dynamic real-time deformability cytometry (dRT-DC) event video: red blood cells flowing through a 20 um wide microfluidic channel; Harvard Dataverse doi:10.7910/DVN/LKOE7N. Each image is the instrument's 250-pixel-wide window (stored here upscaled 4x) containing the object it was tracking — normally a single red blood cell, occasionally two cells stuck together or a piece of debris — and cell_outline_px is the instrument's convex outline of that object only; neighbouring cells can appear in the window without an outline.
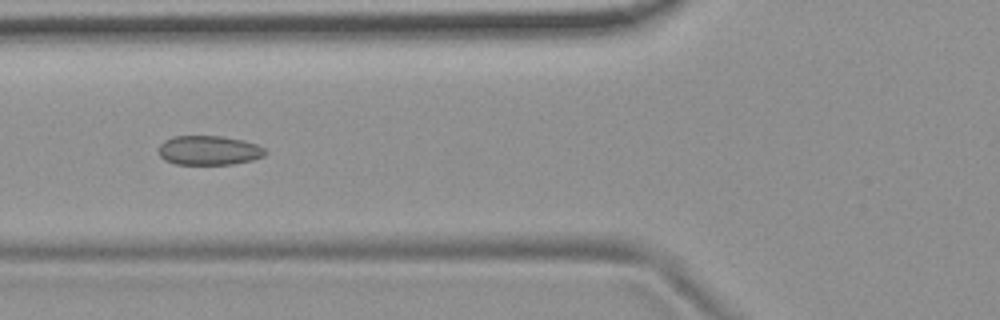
{"species": "common noctule bat (a hibernating species)", "species_latin": "Nyctalus noctula", "temperature_condition": "room temperature", "stored_images_in_passage": 8, "camera_frame_rate_fps": 3000, "um_per_image_px": 0.085, "animal": {"sex": "female", "body_mass_g": 19.9}, "frame": {"image": 1, "passage_image": 6, "time_ms": 1.667, "image_size_px": [1000, 320], "cell_outline_px": [[268, 152], [264, 156], [252, 160], [232, 164], [176, 164], [164, 160], [160, 156], [160, 144], [164, 140], [172, 136], [220, 136], [244, 140], [256, 144], [264, 148]], "centroid_in_image_um": [17.77, 12.78], "position_along_channel_um": 108.0, "area_um2": 18.26}}
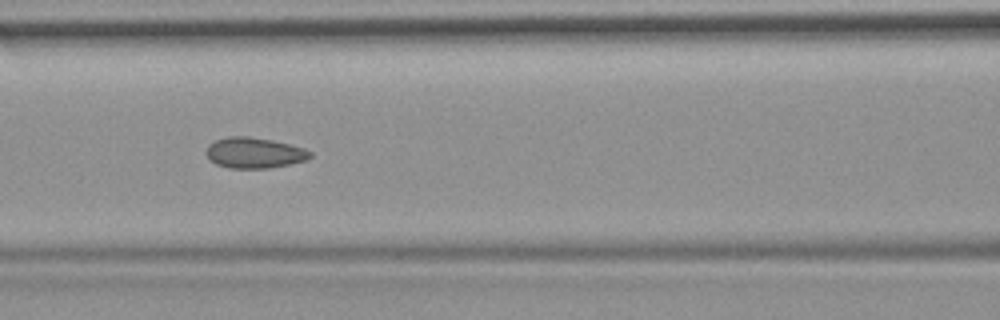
{"frame": {"image": 2, "passage_image": 7, "time_ms": 2.0, "image_size_px": [1000, 320], "cell_outline_px": [[312, 156], [308, 160], [292, 164], [268, 168], [228, 168], [216, 164], [204, 152], [208, 144], [216, 140], [228, 136], [248, 136], [272, 140], [304, 148], [312, 152]], "centroid_in_image_um": [21.63, 12.99], "position_along_channel_um": 145.0, "area_um2": 18.73}}